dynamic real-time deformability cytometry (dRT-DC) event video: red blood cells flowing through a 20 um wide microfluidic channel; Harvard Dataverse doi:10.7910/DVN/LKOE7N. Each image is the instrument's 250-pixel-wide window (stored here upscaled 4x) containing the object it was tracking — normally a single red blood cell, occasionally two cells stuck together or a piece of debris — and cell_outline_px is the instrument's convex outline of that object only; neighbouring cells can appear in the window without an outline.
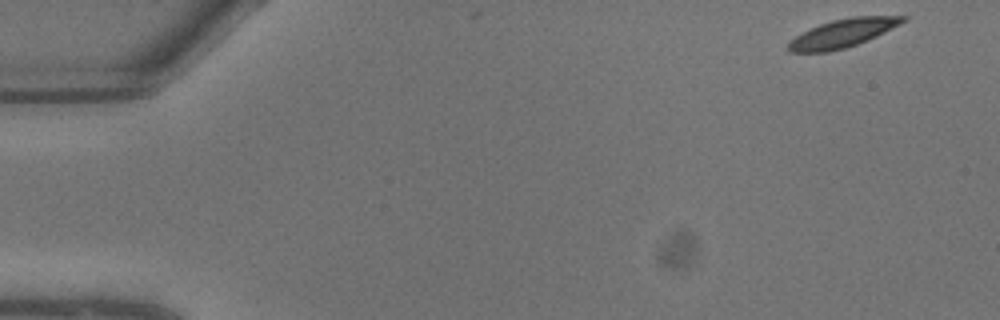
{"species": "common noctule bat (a hibernating species)", "species_latin": "Nyctalus noctula", "temperature_condition": "warm", "stored_images_in_passage": 8, "camera_frame_rate_fps": 3000, "um_per_image_px": 0.085, "animal": {"sex": "male", "body_mass_g": 13.3}, "frame": {"image": 1, "passage_image": 1, "time_ms": 0.0, "image_size_px": [1000, 320], "cell_outline_px": [[908, 20], [868, 40], [844, 48], [828, 52], [788, 52], [788, 44], [796, 36], [820, 24], [832, 20], [852, 16], [908, 16]], "centroid_in_image_um": [71.66, 2.82], "position_along_channel_um": 13.3, "area_um2": 18.61}}
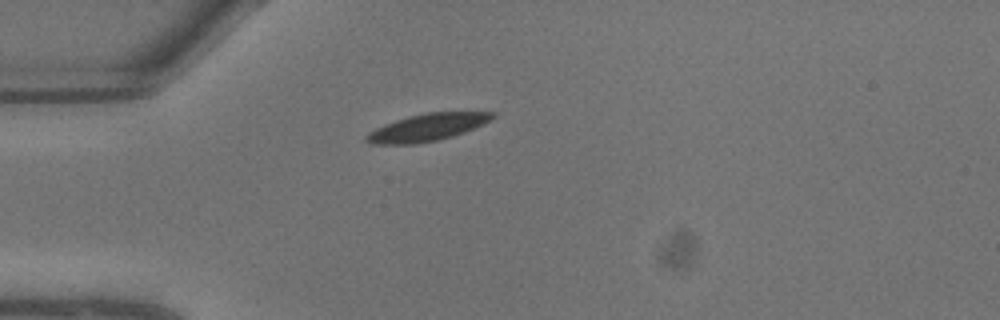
{"frame": {"image": 2, "passage_image": 6, "time_ms": 1.667, "image_size_px": [1000, 320], "cell_outline_px": [[496, 116], [492, 120], [484, 124], [464, 132], [452, 136], [436, 140], [416, 144], [368, 144], [364, 140], [364, 136], [368, 132], [384, 124], [408, 116], [428, 112], [496, 112]], "centroid_in_image_um": [36.29, 10.83], "position_along_channel_um": 48.7, "area_um2": 20.11}}
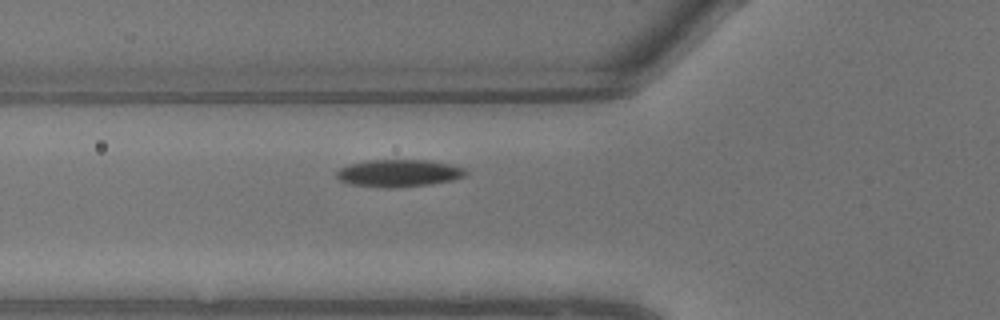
{"frame": {"image": 3, "passage_image": 8, "time_ms": 2.333, "image_size_px": [1000, 320], "cell_outline_px": [[468, 172], [464, 176], [452, 180], [432, 184], [392, 188], [380, 188], [348, 184], [340, 180], [336, 176], [336, 172], [340, 168], [348, 164], [368, 160], [432, 160], [452, 164], [464, 168]], "centroid_in_image_um": [33.89, 14.72], "position_along_channel_um": 91.9, "area_um2": 20.87}}